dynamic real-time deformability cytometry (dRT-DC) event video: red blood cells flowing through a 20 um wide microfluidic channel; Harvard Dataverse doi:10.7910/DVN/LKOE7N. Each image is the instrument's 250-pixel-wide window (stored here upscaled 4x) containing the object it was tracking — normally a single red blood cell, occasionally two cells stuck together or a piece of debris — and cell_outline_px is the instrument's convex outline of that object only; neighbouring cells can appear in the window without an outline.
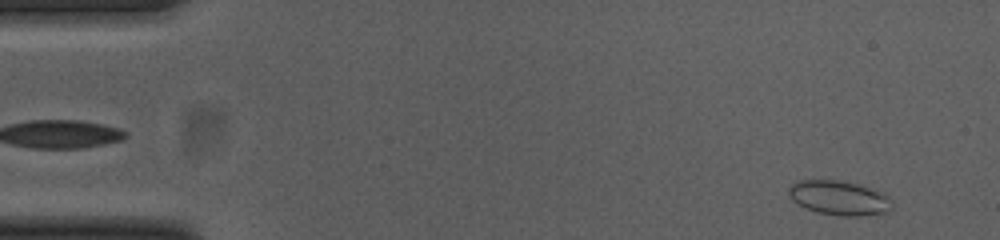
{"species": "common noctule bat (a hibernating species)", "species_latin": "Nyctalus noctula", "temperature_condition": "cold", "stored_images_in_passage": 54, "camera_frame_rate_fps": 3000, "um_per_image_px": 0.085, "animal": {"sex": "female", "body_mass_g": 23.0, "forearm_length_mm": 53.4}, "frame": {"image": 1, "passage_image": 3, "time_ms": 0.667, "image_size_px": [1000, 240], "cell_outline_px": [[892, 208], [888, 212], [856, 216], [844, 216], [820, 212], [796, 204], [792, 200], [788, 192], [788, 188], [796, 180], [836, 180], [856, 184], [884, 192], [892, 200]], "centroid_in_image_um": [71.34, 16.81], "position_along_channel_um": 13.7, "area_um2": 20.63}}
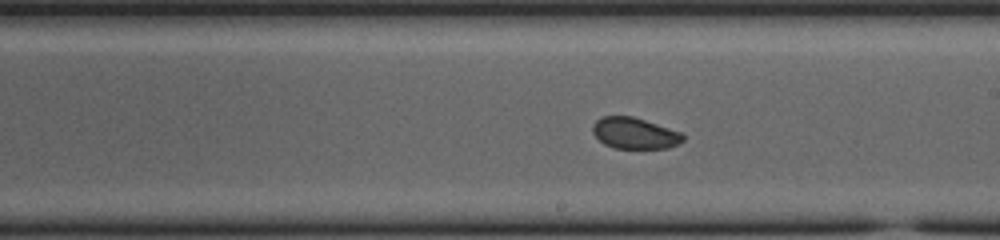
{"frame": {"image": 2, "passage_image": 30, "time_ms": 9.667, "image_size_px": [1000, 240], "cell_outline_px": [[684, 140], [668, 148], [616, 148], [604, 144], [592, 132], [592, 124], [600, 116], [632, 116], [680, 132], [684, 136]], "centroid_in_image_um": [53.9, 11.32], "position_along_channel_um": 235.1, "area_um2": 16.24}}
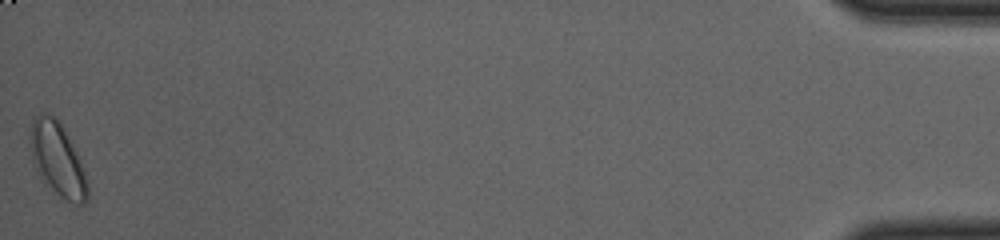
{"frame": {"image": 3, "passage_image": 54, "time_ms": 17.667, "image_size_px": [1000, 240], "cell_outline_px": [[88, 200], [84, 204], [76, 204], [60, 200], [36, 172], [32, 160], [28, 136], [28, 132], [32, 120], [40, 112], [48, 112], [60, 120], [76, 152], [88, 180]], "centroid_in_image_um": [4.86, 13.55], "position_along_channel_um": 430.3, "area_um2": 25.32}, "authors_computed_cell_mechanics": {"area_um2": 17.9469, "velocity_mm_per_s": 3.6844, "shape_relaxation_time_tau1_ms": null, "shape_relaxation_time_tau2_ms": 1.8542, "deformation_change_tau1": null, "deformation_change_tau2": 0.0369}}